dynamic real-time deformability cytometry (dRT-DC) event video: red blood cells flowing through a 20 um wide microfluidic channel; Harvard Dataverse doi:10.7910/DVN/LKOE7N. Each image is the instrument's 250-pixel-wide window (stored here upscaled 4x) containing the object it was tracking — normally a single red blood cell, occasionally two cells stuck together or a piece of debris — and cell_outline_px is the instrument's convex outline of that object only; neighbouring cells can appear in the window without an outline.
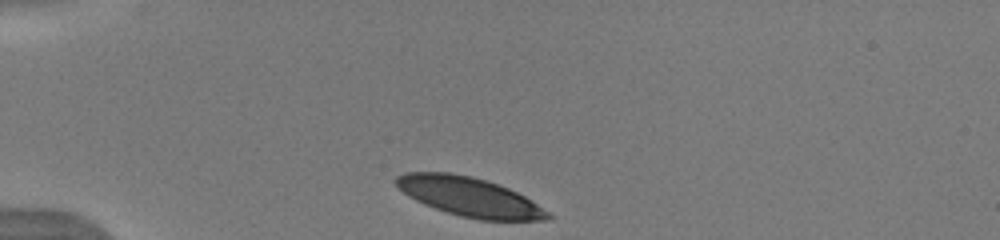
{"species": "human", "species_latin": "Homo sapiens", "temperature_condition": "warm", "stored_images_in_passage": 39, "camera_frame_rate_fps": 3000, "um_per_image_px": 0.085, "donor": {"sex": "male"}, "frame": {"image": 1, "passage_image": 1, "time_ms": 0.0, "image_size_px": [1000, 240], "cell_outline_px": [[552, 216], [544, 220], [480, 220], [460, 216], [424, 204], [408, 196], [392, 180], [396, 176], [404, 172], [448, 172], [472, 176], [508, 188], [524, 196], [548, 212]], "centroid_in_image_um": [39.85, 16.72], "position_along_channel_um": 45.2, "area_um2": 34.16}}
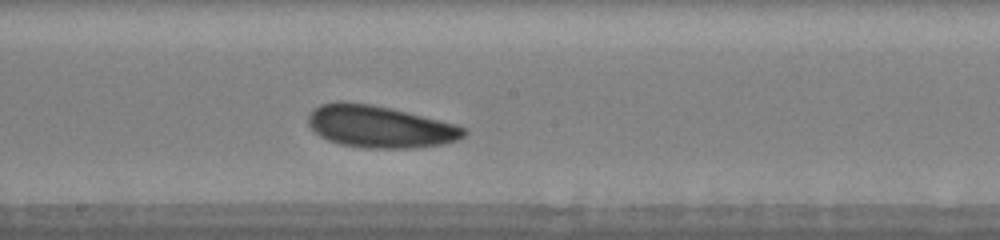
{"frame": {"image": 2, "passage_image": 17, "time_ms": 5.333, "image_size_px": [1000, 240], "cell_outline_px": [[468, 132], [464, 136], [456, 140], [444, 144], [416, 148], [364, 148], [340, 144], [328, 140], [320, 136], [308, 124], [308, 116], [312, 108], [320, 104], [336, 100], [340, 100], [372, 104], [392, 108], [456, 124], [464, 128]], "centroid_in_image_um": [32.26, 10.75], "position_along_channel_um": 215.9, "area_um2": 38.55}}
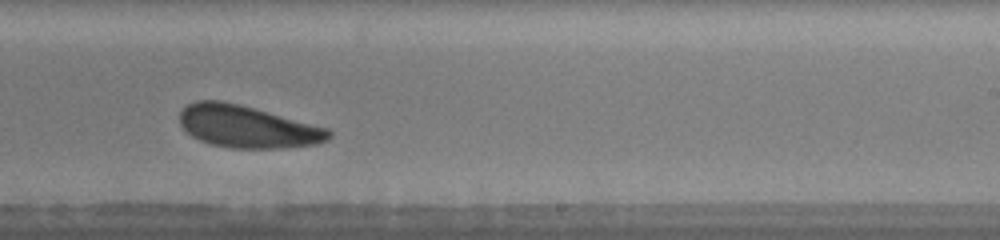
{"frame": {"image": 3, "passage_image": 21, "time_ms": 6.667, "image_size_px": [1000, 240], "cell_outline_px": [[332, 136], [328, 140], [316, 144], [280, 148], [232, 148], [212, 144], [200, 140], [192, 136], [180, 124], [180, 112], [188, 104], [196, 100], [220, 100], [240, 104], [328, 128], [332, 132]], "centroid_in_image_um": [21.03, 10.76], "position_along_channel_um": 268.0, "area_um2": 36.53}, "authors_computed_cell_mechanics": {"area_um2": 36.3562, "velocity_mm_per_s": 3.9152, "shape_relaxation_time_tau1_ms": 2.4682, "shape_relaxation_time_tau2_ms": 3.2726, "deformation_change_tau1": 0.0864, "deformation_change_tau2": 0.1024}}